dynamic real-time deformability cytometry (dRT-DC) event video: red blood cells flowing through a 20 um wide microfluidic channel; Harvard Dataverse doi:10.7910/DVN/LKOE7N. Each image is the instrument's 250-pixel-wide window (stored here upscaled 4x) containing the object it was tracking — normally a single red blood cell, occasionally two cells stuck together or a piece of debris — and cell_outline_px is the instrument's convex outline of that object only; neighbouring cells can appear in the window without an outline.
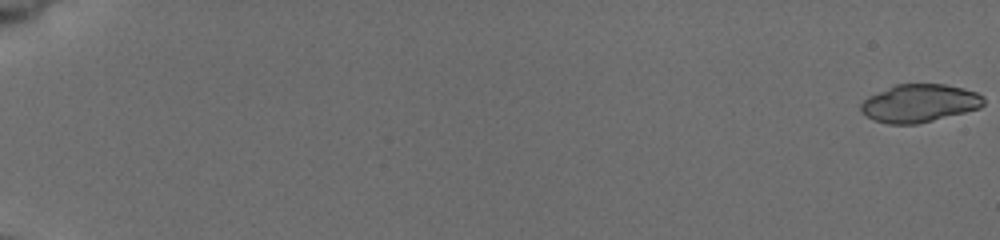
{"species": "common noctule bat (a hibernating species)", "species_latin": "Nyctalus noctula", "temperature_condition": "cold", "stored_images_in_passage": 42, "camera_frame_rate_fps": 3000, "um_per_image_px": 0.085, "animal": {"sex": "female", "body_mass_g": 19.5, "forearm_length_mm": 54.1}, "frame": {"image": 1, "passage_image": 1, "time_ms": 0.0, "image_size_px": [1000, 240], "cell_outline_px": [[984, 104], [980, 108], [916, 124], [888, 124], [876, 120], [860, 112], [860, 104], [868, 96], [896, 84], [944, 84], [964, 88], [976, 92], [984, 96]], "centroid_in_image_um": [78.15, 8.76], "position_along_channel_um": 6.8, "area_um2": 26.99}}
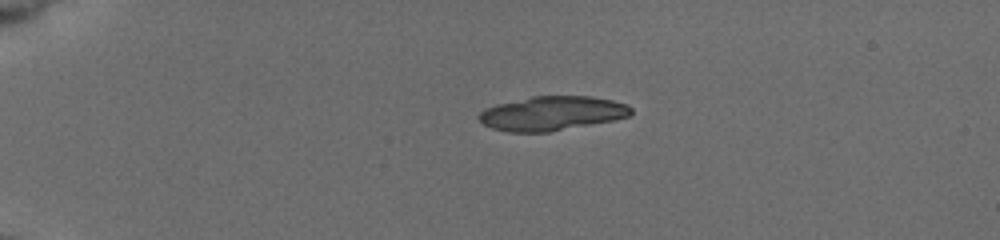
{"frame": {"image": 2, "passage_image": 15, "time_ms": 4.667, "image_size_px": [1000, 240], "cell_outline_px": [[632, 112], [628, 116], [612, 120], [548, 132], [508, 132], [492, 128], [484, 124], [476, 116], [484, 108], [496, 104], [532, 96], [592, 96], [612, 100], [628, 104], [632, 108]], "centroid_in_image_um": [46.89, 9.62], "position_along_channel_um": 38.1, "area_um2": 30.29}}